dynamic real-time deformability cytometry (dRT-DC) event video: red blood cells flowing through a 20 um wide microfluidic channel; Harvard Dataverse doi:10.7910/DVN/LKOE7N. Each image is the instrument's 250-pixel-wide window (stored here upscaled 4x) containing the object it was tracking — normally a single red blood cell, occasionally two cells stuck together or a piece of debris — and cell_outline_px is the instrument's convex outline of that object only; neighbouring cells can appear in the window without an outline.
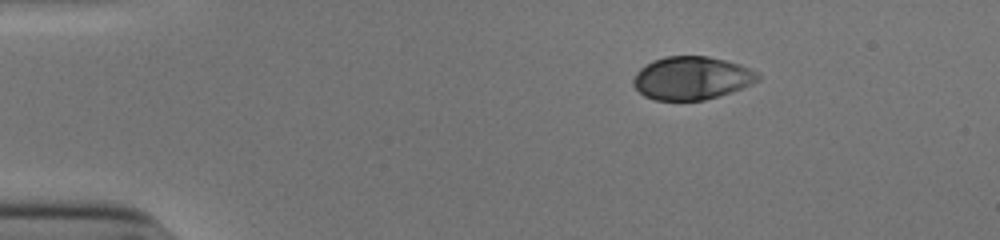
{"species": "human", "species_latin": "Homo sapiens", "temperature_condition": "cold", "stored_images_in_passage": 45, "camera_frame_rate_fps": 3000, "um_per_image_px": 0.085, "donor": {"sex": "male"}, "frame": {"image": 1, "passage_image": 1, "time_ms": 0.0, "image_size_px": [1000, 240], "cell_outline_px": [[760, 80], [740, 88], [704, 100], [656, 100], [644, 96], [632, 84], [632, 80], [636, 72], [644, 64], [652, 60], [664, 56], [708, 56], [740, 64], [756, 72], [760, 76]], "centroid_in_image_um": [58.74, 6.62], "position_along_channel_um": 26.3, "area_um2": 31.15}}
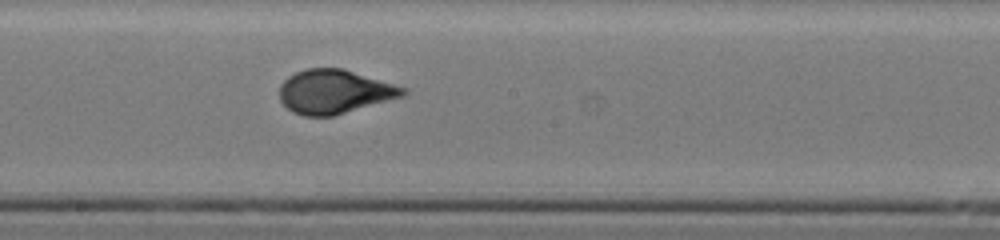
{"frame": {"image": 2, "passage_image": 22, "time_ms": 7.0, "image_size_px": [1000, 240], "cell_outline_px": [[408, 92], [404, 96], [332, 116], [304, 116], [292, 112], [280, 100], [280, 84], [288, 76], [296, 72], [308, 68], [344, 68], [408, 88]], "centroid_in_image_um": [28.44, 7.78], "position_along_channel_um": 219.8, "area_um2": 31.67}}
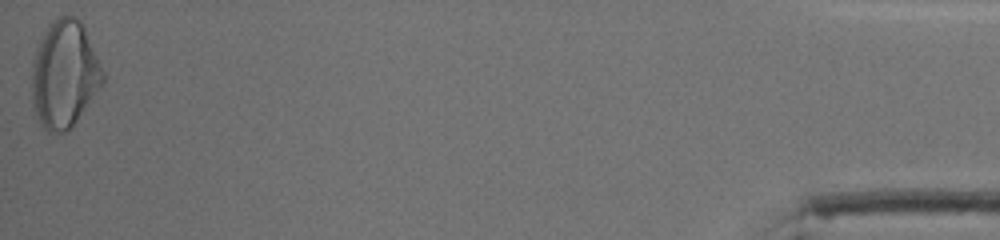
{"frame": {"image": 3, "passage_image": 45, "time_ms": 14.667, "image_size_px": [1000, 240], "cell_outline_px": [[108, 76], [104, 84], [72, 128], [68, 132], [48, 132], [44, 128], [36, 116], [32, 104], [32, 60], [36, 48], [48, 24], [52, 20], [60, 16], [76, 16], [84, 24]], "centroid_in_image_um": [5.53, 6.31], "position_along_channel_um": 429.7, "area_um2": 45.6}, "authors_computed_cell_mechanics": {"area_um2": 31.7322, "velocity_mm_per_s": 3.9172, "shape_relaxation_time_tau1_ms": 4.894, "shape_relaxation_time_tau2_ms": null, "deformation_change_tau1": 0.2107, "deformation_change_tau2": null}}